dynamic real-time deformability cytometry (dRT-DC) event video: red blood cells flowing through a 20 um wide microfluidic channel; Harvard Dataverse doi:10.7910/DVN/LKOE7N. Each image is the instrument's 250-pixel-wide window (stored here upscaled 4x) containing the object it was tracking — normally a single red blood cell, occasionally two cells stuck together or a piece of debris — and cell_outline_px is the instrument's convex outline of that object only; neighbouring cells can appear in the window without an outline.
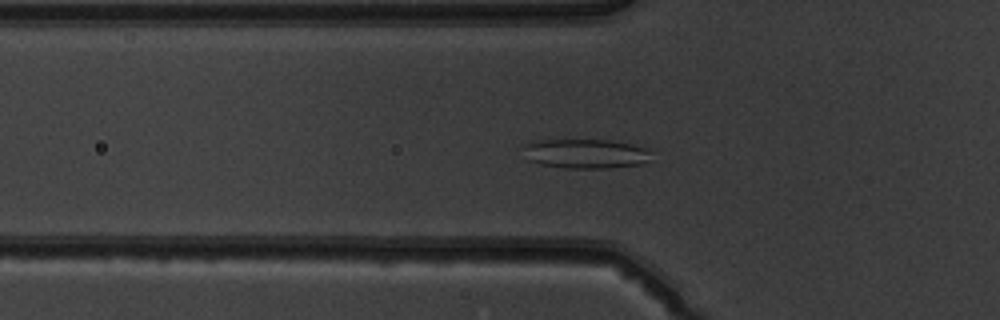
{"species": "common noctule bat (a hibernating species)", "species_latin": "Nyctalus noctula", "temperature_condition": "warm", "stored_images_in_passage": 47, "segment_of_instrument_passage": [1, 2], "camera_frame_rate_fps": 3000, "um_per_image_px": 0.085, "animal": {"sex": "male", "body_mass_g": 19.5, "forearm_length_mm": 54.6}, "frame": {"image": 1, "passage_image": 13, "time_ms": 4.0, "image_size_px": [1000, 320], "cell_outline_px": [[652, 160], [644, 164], [608, 168], [564, 168], [540, 164], [528, 160], [524, 144], [532, 140], [608, 140], [632, 144], [644, 148], [652, 152]], "centroid_in_image_um": [49.83, 13.07], "position_along_channel_um": 76.0, "area_um2": 22.14}}
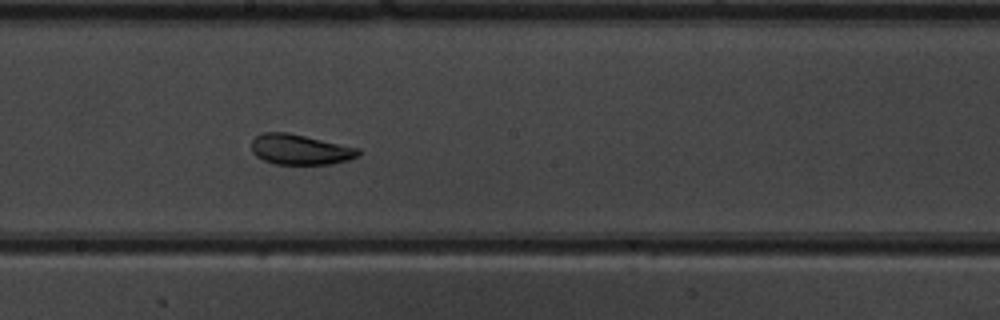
{"frame": {"image": 2, "passage_image": 24, "time_ms": 7.667, "image_size_px": [1000, 320], "cell_outline_px": [[360, 156], [348, 160], [332, 164], [276, 164], [264, 160], [256, 156], [252, 152], [252, 140], [256, 136], [264, 132], [288, 132], [360, 148]], "centroid_in_image_um": [25.53, 12.71], "position_along_channel_um": 222.7, "area_um2": 18.96}}
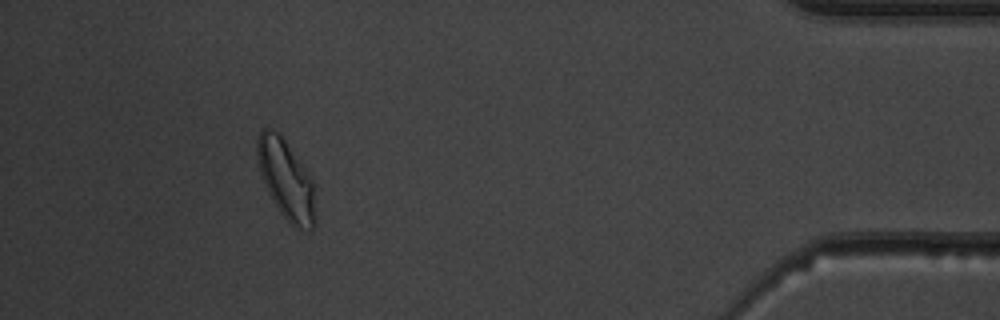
{"frame": {"image": 3, "passage_image": 42, "time_ms": 13.667, "image_size_px": [1000, 320], "cell_outline_px": [[316, 224], [312, 228], [296, 228], [280, 212], [272, 200], [268, 192], [260, 172], [256, 156], [256, 140], [260, 128], [272, 128], [280, 132], [316, 184]], "centroid_in_image_um": [24.34, 15.22], "position_along_channel_um": 410.9, "area_um2": 27.57}}